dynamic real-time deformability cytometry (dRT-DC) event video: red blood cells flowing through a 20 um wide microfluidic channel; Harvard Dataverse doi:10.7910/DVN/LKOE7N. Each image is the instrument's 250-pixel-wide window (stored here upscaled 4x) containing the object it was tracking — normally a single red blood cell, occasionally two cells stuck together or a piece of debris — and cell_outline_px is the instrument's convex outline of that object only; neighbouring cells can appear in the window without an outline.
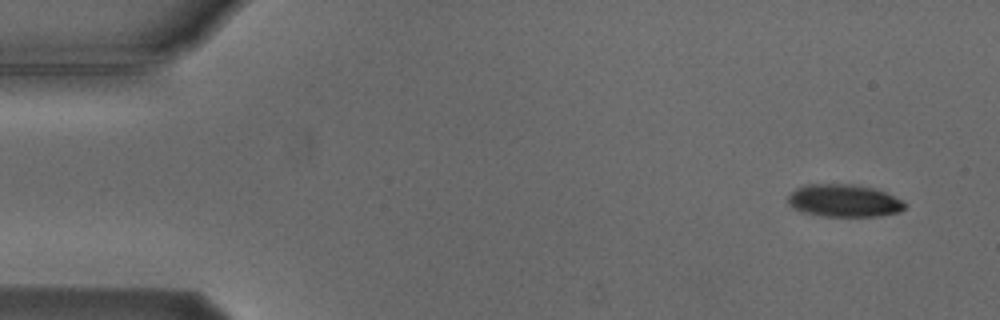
{"species": "Egyptian fruit bat (a non-hibernating species)", "species_latin": "Rousettus aegyptiacus", "temperature_condition": "cold", "stored_images_in_passage": 8, "camera_frame_rate_fps": 3000, "um_per_image_px": 0.085, "animal": {"sex": "male"}, "frame": {"image": 1, "passage_image": 1, "time_ms": 0.0, "image_size_px": [1000, 320], "cell_outline_px": [[908, 204], [900, 212], [880, 216], [824, 216], [800, 212], [792, 208], [788, 204], [788, 196], [796, 188], [812, 184], [852, 184], [872, 188], [884, 192]], "centroid_in_image_um": [71.71, 17.07], "position_along_channel_um": 13.3, "area_um2": 22.08}}
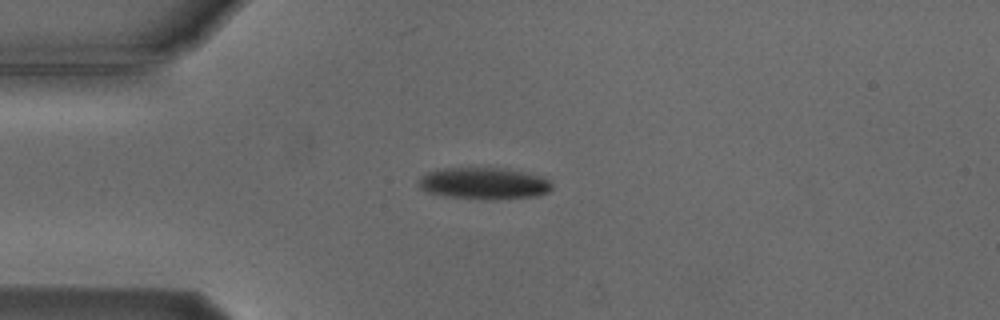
{"frame": {"image": 2, "passage_image": 4, "time_ms": 3.333, "image_size_px": [1000, 320], "cell_outline_px": [[552, 188], [548, 192], [540, 196], [496, 200], [488, 200], [444, 196], [428, 192], [420, 188], [416, 184], [420, 176], [436, 168], [500, 168], [524, 172], [540, 176], [548, 180], [552, 184]], "centroid_in_image_um": [41.1, 15.6], "position_along_channel_um": 43.9, "area_um2": 25.03}}
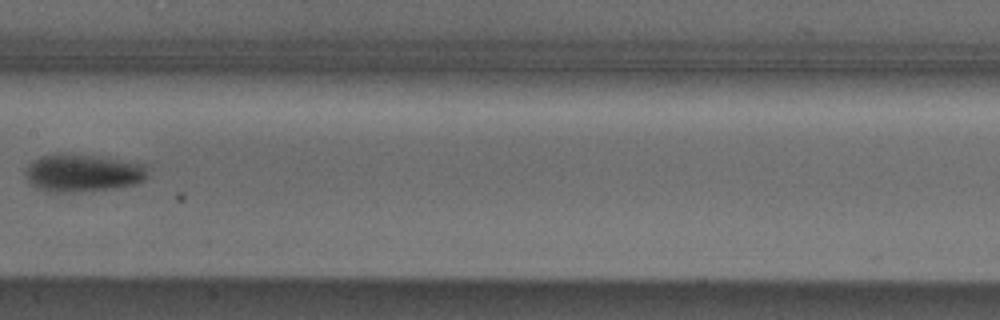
{"frame": {"image": 3, "passage_image": 8, "time_ms": 8.0, "image_size_px": [1000, 320], "cell_outline_px": [[148, 176], [144, 180], [136, 184], [116, 188], [76, 192], [56, 192], [40, 188], [32, 184], [24, 176], [24, 172], [28, 164], [40, 156], [92, 156], [148, 164]], "centroid_in_image_um": [7.1, 14.73], "position_along_channel_um": 200.3, "area_um2": 26.24}}